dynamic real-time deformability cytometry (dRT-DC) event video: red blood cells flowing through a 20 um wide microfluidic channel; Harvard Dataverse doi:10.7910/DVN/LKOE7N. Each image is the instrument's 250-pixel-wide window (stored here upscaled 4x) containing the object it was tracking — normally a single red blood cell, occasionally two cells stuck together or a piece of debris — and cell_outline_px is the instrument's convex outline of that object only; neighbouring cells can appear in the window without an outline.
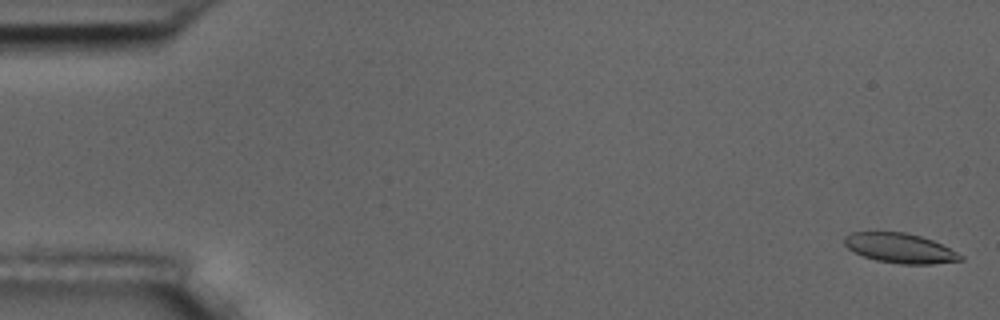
{"species": "common noctule bat (a hibernating species)", "species_latin": "Nyctalus noctula", "temperature_condition": "room temperature", "stored_images_in_passage": 10, "camera_frame_rate_fps": 3000, "um_per_image_px": 0.085, "animal": {"sex": "male", "body_mass_g": 17.5, "forearm_length_mm": 52.3}, "frame": {"image": 1, "passage_image": 1, "time_ms": 0.0, "image_size_px": [1000, 320], "cell_outline_px": [[964, 260], [932, 264], [900, 264], [876, 260], [864, 256], [848, 248], [844, 244], [844, 236], [852, 232], [904, 232], [920, 236], [932, 240], [964, 256]], "centroid_in_image_um": [76.5, 21.09], "position_along_channel_um": 8.5, "area_um2": 19.94}}
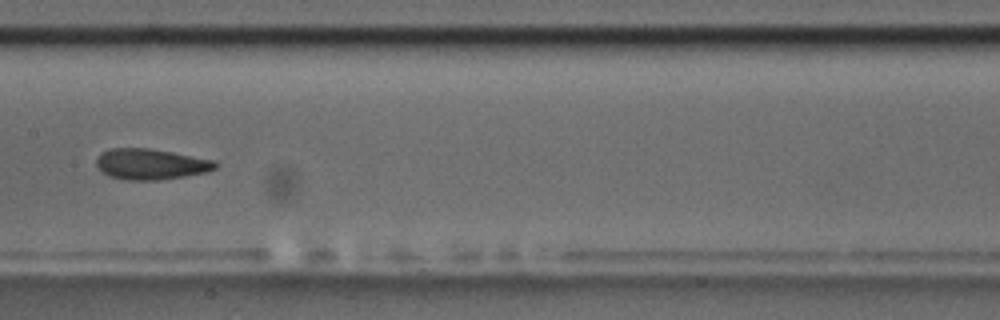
{"frame": {"image": 2, "passage_image": 8, "time_ms": 9.0, "image_size_px": [1000, 320], "cell_outline_px": [[216, 168], [204, 172], [184, 176], [156, 180], [128, 180], [108, 176], [96, 164], [96, 160], [100, 152], [108, 148], [148, 148], [172, 152], [216, 160]], "centroid_in_image_um": [12.79, 13.94], "position_along_channel_um": 194.6, "area_um2": 21.21}}
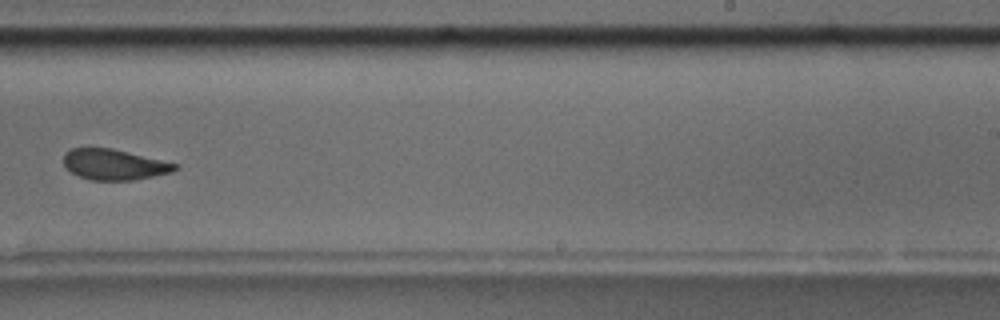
{"frame": {"image": 3, "passage_image": 10, "time_ms": 11.333, "image_size_px": [1000, 320], "cell_outline_px": [[180, 168], [172, 172], [132, 180], [88, 180], [72, 172], [64, 164], [64, 152], [72, 148], [112, 148], [176, 164]], "centroid_in_image_um": [9.68, 13.98], "position_along_channel_um": 279.3, "area_um2": 19.59}}